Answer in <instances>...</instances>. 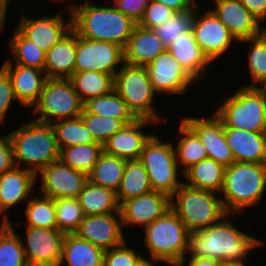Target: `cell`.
<instances>
[{"instance_id":"21","label":"cell","mask_w":266,"mask_h":266,"mask_svg":"<svg viewBox=\"0 0 266 266\" xmlns=\"http://www.w3.org/2000/svg\"><path fill=\"white\" fill-rule=\"evenodd\" d=\"M154 125L158 123L141 118L124 125L103 144V151L127 160L139 159L145 144L156 133L155 130H148V127H155Z\"/></svg>"},{"instance_id":"54","label":"cell","mask_w":266,"mask_h":266,"mask_svg":"<svg viewBox=\"0 0 266 266\" xmlns=\"http://www.w3.org/2000/svg\"><path fill=\"white\" fill-rule=\"evenodd\" d=\"M163 262L156 260V259H152V258H147V257H143L136 266H159L160 264H162ZM159 264V265H158Z\"/></svg>"},{"instance_id":"43","label":"cell","mask_w":266,"mask_h":266,"mask_svg":"<svg viewBox=\"0 0 266 266\" xmlns=\"http://www.w3.org/2000/svg\"><path fill=\"white\" fill-rule=\"evenodd\" d=\"M194 15L195 9L176 12L167 22L154 28L166 49L170 46L173 39L176 40L192 30Z\"/></svg>"},{"instance_id":"5","label":"cell","mask_w":266,"mask_h":266,"mask_svg":"<svg viewBox=\"0 0 266 266\" xmlns=\"http://www.w3.org/2000/svg\"><path fill=\"white\" fill-rule=\"evenodd\" d=\"M226 95L214 114L226 127L264 133L266 128V95L258 87L241 86ZM233 92V93H232Z\"/></svg>"},{"instance_id":"14","label":"cell","mask_w":266,"mask_h":266,"mask_svg":"<svg viewBox=\"0 0 266 266\" xmlns=\"http://www.w3.org/2000/svg\"><path fill=\"white\" fill-rule=\"evenodd\" d=\"M63 10H59L58 13H52L53 15L48 14V16L43 13L41 16L36 15V17L28 16L21 10L20 19L15 27L40 49L47 52L71 30L69 7L65 6Z\"/></svg>"},{"instance_id":"23","label":"cell","mask_w":266,"mask_h":266,"mask_svg":"<svg viewBox=\"0 0 266 266\" xmlns=\"http://www.w3.org/2000/svg\"><path fill=\"white\" fill-rule=\"evenodd\" d=\"M1 68L9 76L20 108L30 109L38 101L47 79L44 70L12 64L7 59Z\"/></svg>"},{"instance_id":"40","label":"cell","mask_w":266,"mask_h":266,"mask_svg":"<svg viewBox=\"0 0 266 266\" xmlns=\"http://www.w3.org/2000/svg\"><path fill=\"white\" fill-rule=\"evenodd\" d=\"M21 237L9 223L0 224V266H29Z\"/></svg>"},{"instance_id":"59","label":"cell","mask_w":266,"mask_h":266,"mask_svg":"<svg viewBox=\"0 0 266 266\" xmlns=\"http://www.w3.org/2000/svg\"><path fill=\"white\" fill-rule=\"evenodd\" d=\"M264 136H265V144H266V128L264 130Z\"/></svg>"},{"instance_id":"41","label":"cell","mask_w":266,"mask_h":266,"mask_svg":"<svg viewBox=\"0 0 266 266\" xmlns=\"http://www.w3.org/2000/svg\"><path fill=\"white\" fill-rule=\"evenodd\" d=\"M54 128L59 148L68 146L98 143L84 125L80 117L58 120L51 124Z\"/></svg>"},{"instance_id":"10","label":"cell","mask_w":266,"mask_h":266,"mask_svg":"<svg viewBox=\"0 0 266 266\" xmlns=\"http://www.w3.org/2000/svg\"><path fill=\"white\" fill-rule=\"evenodd\" d=\"M83 105L70 79L47 78L38 101L32 106V117H29L52 124L58 120L78 118Z\"/></svg>"},{"instance_id":"25","label":"cell","mask_w":266,"mask_h":266,"mask_svg":"<svg viewBox=\"0 0 266 266\" xmlns=\"http://www.w3.org/2000/svg\"><path fill=\"white\" fill-rule=\"evenodd\" d=\"M166 50L154 29L135 24L132 34L123 48L124 63L146 66Z\"/></svg>"},{"instance_id":"12","label":"cell","mask_w":266,"mask_h":266,"mask_svg":"<svg viewBox=\"0 0 266 266\" xmlns=\"http://www.w3.org/2000/svg\"><path fill=\"white\" fill-rule=\"evenodd\" d=\"M145 68L158 97L176 96L177 99V96L183 97L190 88L199 85L168 50L158 55Z\"/></svg>"},{"instance_id":"47","label":"cell","mask_w":266,"mask_h":266,"mask_svg":"<svg viewBox=\"0 0 266 266\" xmlns=\"http://www.w3.org/2000/svg\"><path fill=\"white\" fill-rule=\"evenodd\" d=\"M14 102L17 103L18 100L14 94L11 80L7 73L0 67V125L2 124L3 126L6 117L9 118L8 115H11Z\"/></svg>"},{"instance_id":"9","label":"cell","mask_w":266,"mask_h":266,"mask_svg":"<svg viewBox=\"0 0 266 266\" xmlns=\"http://www.w3.org/2000/svg\"><path fill=\"white\" fill-rule=\"evenodd\" d=\"M164 139L155 133L138 160L147 170L152 190L172 197L183 184V172L178 166L173 141Z\"/></svg>"},{"instance_id":"24","label":"cell","mask_w":266,"mask_h":266,"mask_svg":"<svg viewBox=\"0 0 266 266\" xmlns=\"http://www.w3.org/2000/svg\"><path fill=\"white\" fill-rule=\"evenodd\" d=\"M167 50L199 84H203L201 80L205 81V77L208 80L207 75H211L214 64L199 47L192 30L176 40L173 39Z\"/></svg>"},{"instance_id":"44","label":"cell","mask_w":266,"mask_h":266,"mask_svg":"<svg viewBox=\"0 0 266 266\" xmlns=\"http://www.w3.org/2000/svg\"><path fill=\"white\" fill-rule=\"evenodd\" d=\"M79 117L91 132L94 140L101 145L125 125L119 119L87 113L84 109Z\"/></svg>"},{"instance_id":"45","label":"cell","mask_w":266,"mask_h":266,"mask_svg":"<svg viewBox=\"0 0 266 266\" xmlns=\"http://www.w3.org/2000/svg\"><path fill=\"white\" fill-rule=\"evenodd\" d=\"M128 242L126 240L120 246L105 251L103 266H136L146 254L144 250L143 253L136 250L133 244L128 245Z\"/></svg>"},{"instance_id":"37","label":"cell","mask_w":266,"mask_h":266,"mask_svg":"<svg viewBox=\"0 0 266 266\" xmlns=\"http://www.w3.org/2000/svg\"><path fill=\"white\" fill-rule=\"evenodd\" d=\"M238 44L247 47L246 61L248 67L247 74L251 77L247 81L249 83H242L243 86L259 87L260 84L266 79V35L261 34L259 36L248 38L239 41ZM248 53V55H247Z\"/></svg>"},{"instance_id":"18","label":"cell","mask_w":266,"mask_h":266,"mask_svg":"<svg viewBox=\"0 0 266 266\" xmlns=\"http://www.w3.org/2000/svg\"><path fill=\"white\" fill-rule=\"evenodd\" d=\"M74 234L104 251L118 247L127 240L120 212L85 215Z\"/></svg>"},{"instance_id":"19","label":"cell","mask_w":266,"mask_h":266,"mask_svg":"<svg viewBox=\"0 0 266 266\" xmlns=\"http://www.w3.org/2000/svg\"><path fill=\"white\" fill-rule=\"evenodd\" d=\"M171 210V197L151 191L145 195L124 201L119 206L123 230L127 227L144 228ZM127 226V227H126Z\"/></svg>"},{"instance_id":"27","label":"cell","mask_w":266,"mask_h":266,"mask_svg":"<svg viewBox=\"0 0 266 266\" xmlns=\"http://www.w3.org/2000/svg\"><path fill=\"white\" fill-rule=\"evenodd\" d=\"M76 33L71 29L45 55L44 72L47 78L69 79L74 74Z\"/></svg>"},{"instance_id":"16","label":"cell","mask_w":266,"mask_h":266,"mask_svg":"<svg viewBox=\"0 0 266 266\" xmlns=\"http://www.w3.org/2000/svg\"><path fill=\"white\" fill-rule=\"evenodd\" d=\"M24 227L21 238L29 266H58L66 233L58 229Z\"/></svg>"},{"instance_id":"11","label":"cell","mask_w":266,"mask_h":266,"mask_svg":"<svg viewBox=\"0 0 266 266\" xmlns=\"http://www.w3.org/2000/svg\"><path fill=\"white\" fill-rule=\"evenodd\" d=\"M201 5L204 4L201 2L195 9L192 31L203 53L213 64H216L214 62L223 59L222 57L228 55L230 50L234 52L232 49L234 44L237 50L236 46H239L237 45L239 42L209 8L204 6L202 8Z\"/></svg>"},{"instance_id":"33","label":"cell","mask_w":266,"mask_h":266,"mask_svg":"<svg viewBox=\"0 0 266 266\" xmlns=\"http://www.w3.org/2000/svg\"><path fill=\"white\" fill-rule=\"evenodd\" d=\"M77 200L85 215L120 212L116 192L88 181Z\"/></svg>"},{"instance_id":"51","label":"cell","mask_w":266,"mask_h":266,"mask_svg":"<svg viewBox=\"0 0 266 266\" xmlns=\"http://www.w3.org/2000/svg\"><path fill=\"white\" fill-rule=\"evenodd\" d=\"M257 19L266 8V0H239Z\"/></svg>"},{"instance_id":"50","label":"cell","mask_w":266,"mask_h":266,"mask_svg":"<svg viewBox=\"0 0 266 266\" xmlns=\"http://www.w3.org/2000/svg\"><path fill=\"white\" fill-rule=\"evenodd\" d=\"M162 3L176 12H185L196 9L200 4L199 0H153Z\"/></svg>"},{"instance_id":"42","label":"cell","mask_w":266,"mask_h":266,"mask_svg":"<svg viewBox=\"0 0 266 266\" xmlns=\"http://www.w3.org/2000/svg\"><path fill=\"white\" fill-rule=\"evenodd\" d=\"M57 229L64 233H74L85 214L77 198L54 199Z\"/></svg>"},{"instance_id":"2","label":"cell","mask_w":266,"mask_h":266,"mask_svg":"<svg viewBox=\"0 0 266 266\" xmlns=\"http://www.w3.org/2000/svg\"><path fill=\"white\" fill-rule=\"evenodd\" d=\"M69 6L71 29L80 37L106 41L125 47L135 26L127 15L110 2L98 4L92 0H75ZM80 1V3L78 2ZM98 5V6H97Z\"/></svg>"},{"instance_id":"52","label":"cell","mask_w":266,"mask_h":266,"mask_svg":"<svg viewBox=\"0 0 266 266\" xmlns=\"http://www.w3.org/2000/svg\"><path fill=\"white\" fill-rule=\"evenodd\" d=\"M176 266H220V260L202 258H183Z\"/></svg>"},{"instance_id":"1","label":"cell","mask_w":266,"mask_h":266,"mask_svg":"<svg viewBox=\"0 0 266 266\" xmlns=\"http://www.w3.org/2000/svg\"><path fill=\"white\" fill-rule=\"evenodd\" d=\"M238 215L240 214L228 213L214 225L200 231L190 232L184 258L248 262L251 252L263 246L264 240L236 226L234 217Z\"/></svg>"},{"instance_id":"46","label":"cell","mask_w":266,"mask_h":266,"mask_svg":"<svg viewBox=\"0 0 266 266\" xmlns=\"http://www.w3.org/2000/svg\"><path fill=\"white\" fill-rule=\"evenodd\" d=\"M175 13L176 11L164 4L151 0L147 4L144 15L138 24L145 28L154 29L167 22Z\"/></svg>"},{"instance_id":"57","label":"cell","mask_w":266,"mask_h":266,"mask_svg":"<svg viewBox=\"0 0 266 266\" xmlns=\"http://www.w3.org/2000/svg\"><path fill=\"white\" fill-rule=\"evenodd\" d=\"M50 1H52L53 2V0H50ZM56 3H58L59 4V2L61 3V1H62V3H66V7H69L74 1H72V0H54ZM65 1H68V3L67 2H65Z\"/></svg>"},{"instance_id":"35","label":"cell","mask_w":266,"mask_h":266,"mask_svg":"<svg viewBox=\"0 0 266 266\" xmlns=\"http://www.w3.org/2000/svg\"><path fill=\"white\" fill-rule=\"evenodd\" d=\"M126 161L127 159L103 151L88 174V180L95 185L116 192L124 173Z\"/></svg>"},{"instance_id":"20","label":"cell","mask_w":266,"mask_h":266,"mask_svg":"<svg viewBox=\"0 0 266 266\" xmlns=\"http://www.w3.org/2000/svg\"><path fill=\"white\" fill-rule=\"evenodd\" d=\"M36 174L30 170L14 167L0 175V217L1 223L11 221L10 210L25 203L35 193Z\"/></svg>"},{"instance_id":"4","label":"cell","mask_w":266,"mask_h":266,"mask_svg":"<svg viewBox=\"0 0 266 266\" xmlns=\"http://www.w3.org/2000/svg\"><path fill=\"white\" fill-rule=\"evenodd\" d=\"M220 194L228 213L243 215L247 208L258 207L265 200L266 164L233 162L225 168Z\"/></svg>"},{"instance_id":"8","label":"cell","mask_w":266,"mask_h":266,"mask_svg":"<svg viewBox=\"0 0 266 266\" xmlns=\"http://www.w3.org/2000/svg\"><path fill=\"white\" fill-rule=\"evenodd\" d=\"M114 90L137 118L149 119L158 124L163 121L167 124L169 121V116L160 117L161 113L155 108L158 106L155 104L158 95L153 90L145 66L124 63L114 76Z\"/></svg>"},{"instance_id":"49","label":"cell","mask_w":266,"mask_h":266,"mask_svg":"<svg viewBox=\"0 0 266 266\" xmlns=\"http://www.w3.org/2000/svg\"><path fill=\"white\" fill-rule=\"evenodd\" d=\"M15 167L12 144L8 134L0 133V175Z\"/></svg>"},{"instance_id":"48","label":"cell","mask_w":266,"mask_h":266,"mask_svg":"<svg viewBox=\"0 0 266 266\" xmlns=\"http://www.w3.org/2000/svg\"><path fill=\"white\" fill-rule=\"evenodd\" d=\"M150 1L151 0H111L110 2L118 11L127 15L132 21L138 24Z\"/></svg>"},{"instance_id":"22","label":"cell","mask_w":266,"mask_h":266,"mask_svg":"<svg viewBox=\"0 0 266 266\" xmlns=\"http://www.w3.org/2000/svg\"><path fill=\"white\" fill-rule=\"evenodd\" d=\"M210 4L213 6L210 7ZM210 4L207 8L238 42L261 35L258 19L239 0H211Z\"/></svg>"},{"instance_id":"32","label":"cell","mask_w":266,"mask_h":266,"mask_svg":"<svg viewBox=\"0 0 266 266\" xmlns=\"http://www.w3.org/2000/svg\"><path fill=\"white\" fill-rule=\"evenodd\" d=\"M38 195H32L24 205L23 215L25 218L23 219L25 221L22 222L23 224L19 221L15 223V221L13 222L11 220L9 222L14 229L19 228L21 225L36 228L57 229L54 199L40 194Z\"/></svg>"},{"instance_id":"31","label":"cell","mask_w":266,"mask_h":266,"mask_svg":"<svg viewBox=\"0 0 266 266\" xmlns=\"http://www.w3.org/2000/svg\"><path fill=\"white\" fill-rule=\"evenodd\" d=\"M152 186L147 170L138 159L126 161L120 185L116 191L119 206L132 198L150 193Z\"/></svg>"},{"instance_id":"7","label":"cell","mask_w":266,"mask_h":266,"mask_svg":"<svg viewBox=\"0 0 266 266\" xmlns=\"http://www.w3.org/2000/svg\"><path fill=\"white\" fill-rule=\"evenodd\" d=\"M171 210L189 232L208 228L228 214L220 194L192 188L184 183L171 197Z\"/></svg>"},{"instance_id":"17","label":"cell","mask_w":266,"mask_h":266,"mask_svg":"<svg viewBox=\"0 0 266 266\" xmlns=\"http://www.w3.org/2000/svg\"><path fill=\"white\" fill-rule=\"evenodd\" d=\"M195 116V114L181 116V120L198 136L205 146L208 158L227 167L234 160V156L224 136V124L213 113L207 115L204 113ZM195 116V117H194Z\"/></svg>"},{"instance_id":"6","label":"cell","mask_w":266,"mask_h":266,"mask_svg":"<svg viewBox=\"0 0 266 266\" xmlns=\"http://www.w3.org/2000/svg\"><path fill=\"white\" fill-rule=\"evenodd\" d=\"M143 230L142 244L149 253L144 257L176 266L186 256L190 232L172 210Z\"/></svg>"},{"instance_id":"58","label":"cell","mask_w":266,"mask_h":266,"mask_svg":"<svg viewBox=\"0 0 266 266\" xmlns=\"http://www.w3.org/2000/svg\"><path fill=\"white\" fill-rule=\"evenodd\" d=\"M266 95V79L258 87Z\"/></svg>"},{"instance_id":"55","label":"cell","mask_w":266,"mask_h":266,"mask_svg":"<svg viewBox=\"0 0 266 266\" xmlns=\"http://www.w3.org/2000/svg\"><path fill=\"white\" fill-rule=\"evenodd\" d=\"M220 266H248V264L247 261L222 260L220 261Z\"/></svg>"},{"instance_id":"29","label":"cell","mask_w":266,"mask_h":266,"mask_svg":"<svg viewBox=\"0 0 266 266\" xmlns=\"http://www.w3.org/2000/svg\"><path fill=\"white\" fill-rule=\"evenodd\" d=\"M225 168V166L211 158H206L183 172V183L192 188L220 194L224 182Z\"/></svg>"},{"instance_id":"39","label":"cell","mask_w":266,"mask_h":266,"mask_svg":"<svg viewBox=\"0 0 266 266\" xmlns=\"http://www.w3.org/2000/svg\"><path fill=\"white\" fill-rule=\"evenodd\" d=\"M102 152L103 145L100 143L68 146L60 149L59 160L64 165L88 175Z\"/></svg>"},{"instance_id":"53","label":"cell","mask_w":266,"mask_h":266,"mask_svg":"<svg viewBox=\"0 0 266 266\" xmlns=\"http://www.w3.org/2000/svg\"><path fill=\"white\" fill-rule=\"evenodd\" d=\"M11 1V2H10ZM10 3H13L12 0H0V32L1 33H4V29H6L5 26H8V25H5L7 24L6 21H9L7 18V13H9V7L11 8V5ZM7 19V20H6Z\"/></svg>"},{"instance_id":"26","label":"cell","mask_w":266,"mask_h":266,"mask_svg":"<svg viewBox=\"0 0 266 266\" xmlns=\"http://www.w3.org/2000/svg\"><path fill=\"white\" fill-rule=\"evenodd\" d=\"M224 136L235 162L266 164L264 133L250 132L224 125Z\"/></svg>"},{"instance_id":"13","label":"cell","mask_w":266,"mask_h":266,"mask_svg":"<svg viewBox=\"0 0 266 266\" xmlns=\"http://www.w3.org/2000/svg\"><path fill=\"white\" fill-rule=\"evenodd\" d=\"M124 64L123 47L106 41L85 39L76 34L75 72L96 71L116 75Z\"/></svg>"},{"instance_id":"38","label":"cell","mask_w":266,"mask_h":266,"mask_svg":"<svg viewBox=\"0 0 266 266\" xmlns=\"http://www.w3.org/2000/svg\"><path fill=\"white\" fill-rule=\"evenodd\" d=\"M69 79L83 103L90 98L106 95L114 89V77L105 73L80 71Z\"/></svg>"},{"instance_id":"3","label":"cell","mask_w":266,"mask_h":266,"mask_svg":"<svg viewBox=\"0 0 266 266\" xmlns=\"http://www.w3.org/2000/svg\"><path fill=\"white\" fill-rule=\"evenodd\" d=\"M8 131L15 167L30 170L36 175L60 157V148L51 124L31 118Z\"/></svg>"},{"instance_id":"36","label":"cell","mask_w":266,"mask_h":266,"mask_svg":"<svg viewBox=\"0 0 266 266\" xmlns=\"http://www.w3.org/2000/svg\"><path fill=\"white\" fill-rule=\"evenodd\" d=\"M83 109L87 113L119 119L125 125L138 119L114 89L106 95L88 99Z\"/></svg>"},{"instance_id":"34","label":"cell","mask_w":266,"mask_h":266,"mask_svg":"<svg viewBox=\"0 0 266 266\" xmlns=\"http://www.w3.org/2000/svg\"><path fill=\"white\" fill-rule=\"evenodd\" d=\"M12 31L6 44L7 52H12V58L8 56L7 60L12 64L44 70L46 52L26 38L17 28L14 27Z\"/></svg>"},{"instance_id":"28","label":"cell","mask_w":266,"mask_h":266,"mask_svg":"<svg viewBox=\"0 0 266 266\" xmlns=\"http://www.w3.org/2000/svg\"><path fill=\"white\" fill-rule=\"evenodd\" d=\"M105 251L74 233H66L58 266H103Z\"/></svg>"},{"instance_id":"15","label":"cell","mask_w":266,"mask_h":266,"mask_svg":"<svg viewBox=\"0 0 266 266\" xmlns=\"http://www.w3.org/2000/svg\"><path fill=\"white\" fill-rule=\"evenodd\" d=\"M88 181L86 173L74 170L58 160L36 175V182L40 184L36 185L39 186L36 192L52 199L77 198Z\"/></svg>"},{"instance_id":"30","label":"cell","mask_w":266,"mask_h":266,"mask_svg":"<svg viewBox=\"0 0 266 266\" xmlns=\"http://www.w3.org/2000/svg\"><path fill=\"white\" fill-rule=\"evenodd\" d=\"M179 121L177 131L174 133L177 134L175 137L177 144L172 141L178 166L184 172L190 166L208 158V154L198 136L181 119Z\"/></svg>"},{"instance_id":"56","label":"cell","mask_w":266,"mask_h":266,"mask_svg":"<svg viewBox=\"0 0 266 266\" xmlns=\"http://www.w3.org/2000/svg\"><path fill=\"white\" fill-rule=\"evenodd\" d=\"M266 8L264 9V12L262 16L258 19V26L260 28L261 34L266 35Z\"/></svg>"}]
</instances>
